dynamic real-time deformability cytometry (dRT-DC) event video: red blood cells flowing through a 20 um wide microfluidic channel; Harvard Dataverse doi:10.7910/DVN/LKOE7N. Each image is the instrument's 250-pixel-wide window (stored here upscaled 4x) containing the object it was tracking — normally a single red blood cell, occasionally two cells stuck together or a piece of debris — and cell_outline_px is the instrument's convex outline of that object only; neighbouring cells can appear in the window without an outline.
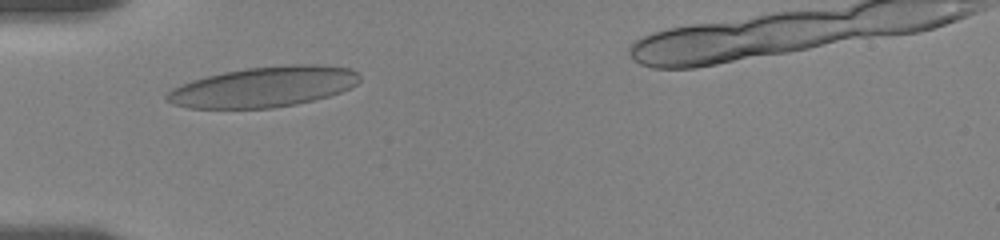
{"species": "human", "species_latin": "Homo sapiens", "temperature_condition": "room temperature", "stored_images_in_passage": 12, "camera_frame_rate_fps": 3000, "um_per_image_px": 0.085, "donor": {"sex": "female"}, "frame": {"image": 1, "passage_image": 3, "time_ms": 1.333, "image_size_px": [1000, 240], "cell_outline_px": [[360, 80], [356, 84], [340, 92], [328, 96], [296, 104], [272, 108], [188, 108], [172, 104], [164, 100], [164, 96], [172, 88], [192, 80], [224, 72], [248, 68], [288, 64], [316, 64], [352, 68], [360, 76]], "centroid_in_image_um": [22.4, 7.38], "position_along_channel_um": 62.6, "area_um2": 45.37}}
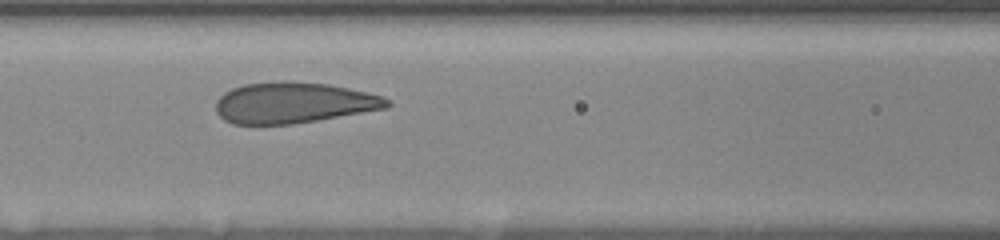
{"frame": {"image": 2, "passage_image": 7, "time_ms": 3.667, "image_size_px": [1000, 240], "cell_outline_px": [[392, 104], [388, 108], [292, 124], [232, 124], [224, 120], [216, 112], [216, 100], [224, 92], [232, 88], [244, 84], [280, 80], [328, 84], [348, 88], [384, 96]], "centroid_in_image_um": [24.93, 8.73], "position_along_channel_um": 141.7, "area_um2": 40.92}}
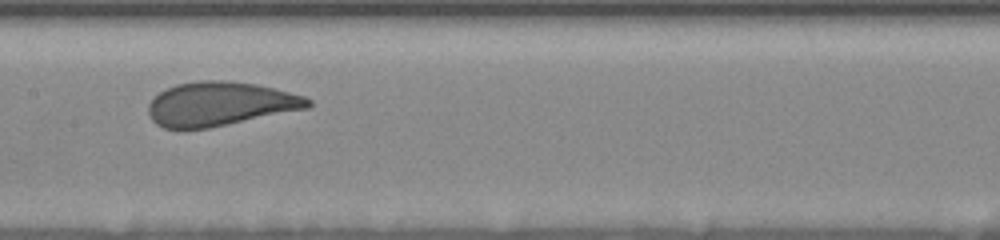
{"frame": {"image": 3, "passage_image": 10, "time_ms": 5.0, "image_size_px": [1000, 240], "cell_outline_px": [[312, 104], [308, 108], [208, 128], [164, 128], [156, 124], [148, 116], [148, 104], [160, 92], [176, 84], [196, 80], [224, 80], [256, 84], [304, 96], [312, 100]], "centroid_in_image_um": [18.68, 8.82], "position_along_channel_um": 188.7, "area_um2": 40.69}}